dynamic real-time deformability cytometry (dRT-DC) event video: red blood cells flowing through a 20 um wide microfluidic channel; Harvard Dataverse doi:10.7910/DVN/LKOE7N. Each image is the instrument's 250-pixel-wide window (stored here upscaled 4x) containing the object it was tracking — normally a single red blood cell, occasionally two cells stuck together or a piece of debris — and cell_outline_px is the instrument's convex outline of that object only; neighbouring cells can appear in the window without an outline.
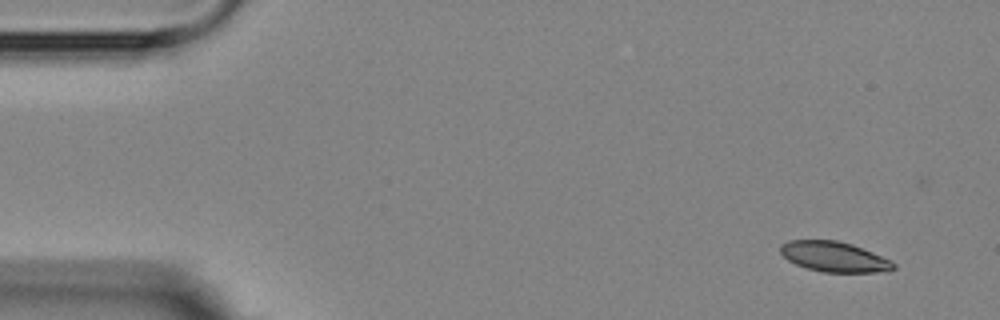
{"species": "Egyptian fruit bat (a non-hibernating species)", "species_latin": "Rousettus aegyptiacus", "temperature_condition": "room temperature", "stored_images_in_passage": 3, "camera_frame_rate_fps": 3000, "um_per_image_px": 0.085, "animal": {"sex": "female"}, "frame": {"image": 1, "passage_image": 1, "time_ms": 0.0, "image_size_px": [1000, 320], "cell_outline_px": [[896, 268], [888, 272], [824, 272], [808, 268], [796, 264], [788, 260], [780, 252], [780, 244], [788, 240], [836, 240], [852, 244], [892, 260], [896, 264]], "centroid_in_image_um": [70.94, 21.82], "position_along_channel_um": 14.1, "area_um2": 20.0}}